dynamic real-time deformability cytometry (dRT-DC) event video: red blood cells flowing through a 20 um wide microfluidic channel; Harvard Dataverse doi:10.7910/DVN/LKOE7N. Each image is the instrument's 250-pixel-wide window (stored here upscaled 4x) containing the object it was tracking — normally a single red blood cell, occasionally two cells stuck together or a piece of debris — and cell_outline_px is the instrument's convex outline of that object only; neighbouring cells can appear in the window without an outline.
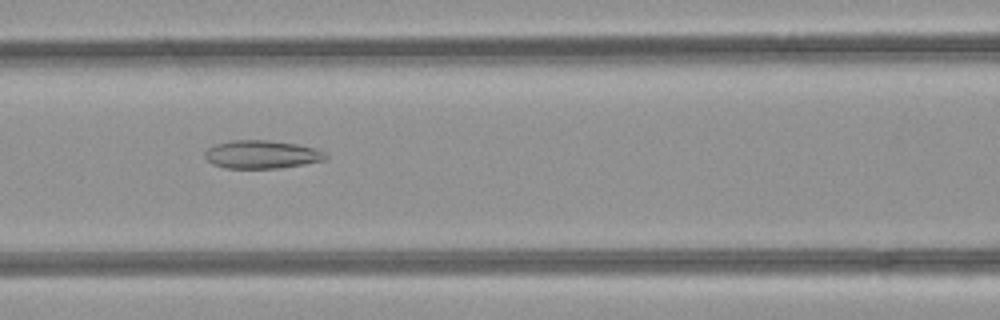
{"species": "common noctule bat (a hibernating species)", "species_latin": "Nyctalus noctula", "temperature_condition": "room temperature", "stored_images_in_passage": 33, "camera_frame_rate_fps": 3000, "um_per_image_px": 0.085, "animal": {"sex": "female", "body_mass_g": 21.9}, "frame": {"image": 1, "passage_image": 9, "time_ms": 2.667, "image_size_px": [1000, 320], "cell_outline_px": [[328, 156], [324, 160], [304, 164], [280, 168], [224, 168], [212, 164], [204, 156], [204, 152], [208, 148], [216, 144], [232, 140], [268, 140], [296, 144], [316, 148], [324, 152]], "centroid_in_image_um": [22.23, 13.13], "position_along_channel_um": 144.4, "area_um2": 19.83}}
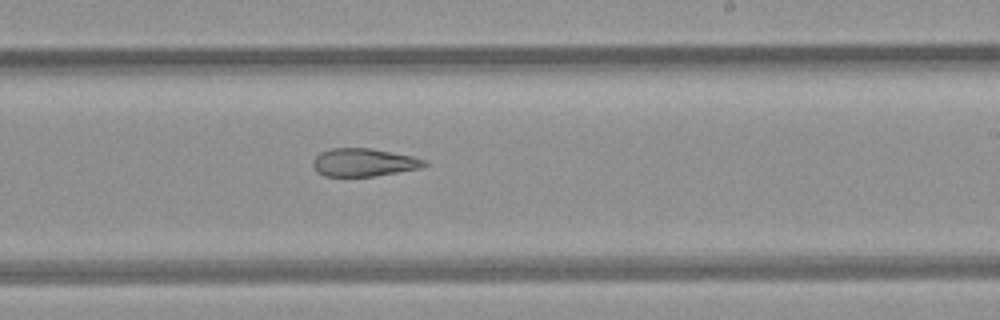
{"frame": {"image": 2, "passage_image": 17, "time_ms": 5.333, "image_size_px": [1000, 320], "cell_outline_px": [[428, 164], [420, 168], [372, 176], [324, 176], [316, 172], [312, 164], [312, 160], [320, 152], [332, 148], [372, 148], [412, 156], [424, 160]], "centroid_in_image_um": [30.87, 13.8], "position_along_channel_um": 258.1, "area_um2": 18.09}}
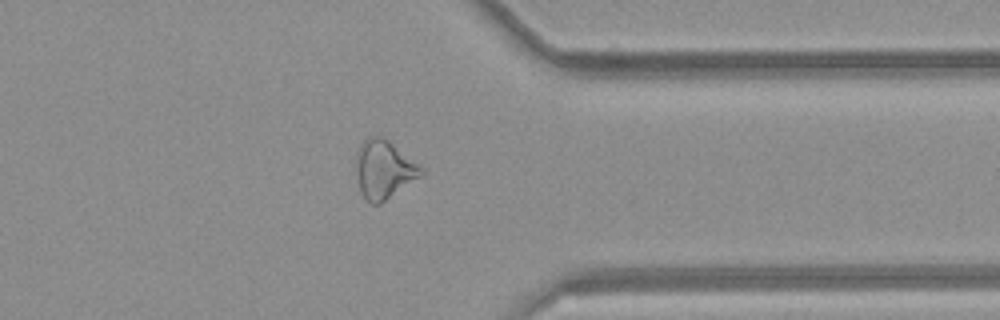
{"frame": {"image": 3, "passage_image": 26, "time_ms": 8.333, "image_size_px": [1000, 320], "cell_outline_px": [[424, 176], [380, 204], [372, 204], [364, 196], [360, 188], [356, 172], [356, 152], [360, 144], [364, 140], [372, 136], [384, 136], [420, 164], [424, 168]], "centroid_in_image_um": [32.69, 14.39], "position_along_channel_um": 378.7, "area_um2": 22.54}, "authors_computed_cell_mechanics": {"area_um2": 20.519, "velocity_mm_per_s": 4.2744, "shape_relaxation_time_tau1_ms": null, "shape_relaxation_time_tau2_ms": 4.2243, "deformation_change_tau1": null, "deformation_change_tau2": 0.146}}